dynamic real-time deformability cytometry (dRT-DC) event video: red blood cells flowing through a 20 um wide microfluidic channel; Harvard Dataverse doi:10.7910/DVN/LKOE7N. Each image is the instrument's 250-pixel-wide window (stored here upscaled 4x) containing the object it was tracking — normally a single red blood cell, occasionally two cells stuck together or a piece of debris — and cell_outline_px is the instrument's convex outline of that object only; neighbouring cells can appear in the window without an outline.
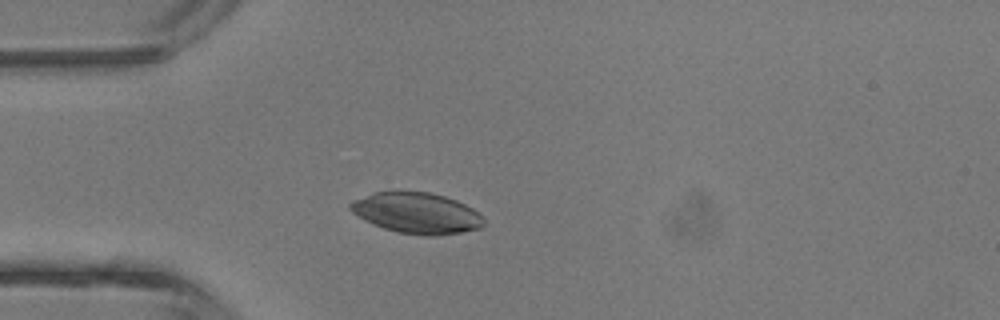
{"species": "common noctule bat (a hibernating species)", "species_latin": "Nyctalus noctula", "temperature_condition": "room temperature", "stored_images_in_passage": 1, "camera_frame_rate_fps": 3000, "um_per_image_px": 0.085, "animal": {"sex": "male", "body_mass_g": 13.3}, "frame": {"image": 1, "passage_image": 1, "time_ms": 0.0, "image_size_px": [1000, 320], "cell_outline_px": [[484, 224], [480, 228], [460, 232], [436, 236], [428, 236], [396, 232], [372, 224], [364, 220], [352, 212], [348, 208], [348, 204], [352, 200], [372, 192], [428, 192], [444, 196], [456, 200], [472, 208], [484, 216]], "centroid_in_image_um": [35.4, 18.11], "position_along_channel_um": 49.6, "area_um2": 31.85}}